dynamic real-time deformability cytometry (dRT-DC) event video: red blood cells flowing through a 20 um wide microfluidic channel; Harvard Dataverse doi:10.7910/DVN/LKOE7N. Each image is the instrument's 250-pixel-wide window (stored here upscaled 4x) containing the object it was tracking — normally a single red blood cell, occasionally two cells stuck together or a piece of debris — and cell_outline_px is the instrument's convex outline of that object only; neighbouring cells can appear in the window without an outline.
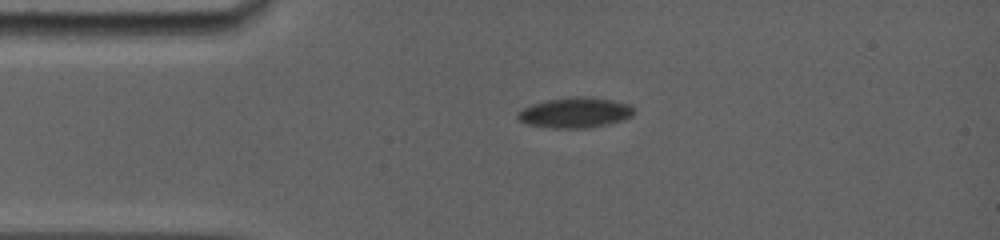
{"species": "common noctule bat (a hibernating species)", "species_latin": "Nyctalus noctula", "temperature_condition": "room temperature", "stored_images_in_passage": 35, "camera_frame_rate_fps": 5000, "um_per_image_px": 0.085, "animal": {"sex": "female", "body_mass_g": 19.0, "forearm_length_mm": 56.7}, "frame": {"image": 1, "passage_image": 1, "time_ms": 0.0, "image_size_px": [1000, 240], "cell_outline_px": [[636, 112], [632, 116], [624, 120], [608, 124], [588, 128], [548, 128], [528, 124], [520, 120], [516, 116], [516, 112], [532, 104], [548, 100], [572, 96], [584, 96], [612, 100], [628, 104]], "centroid_in_image_um": [48.89, 9.58], "position_along_channel_um": 36.1, "area_um2": 20.63}}
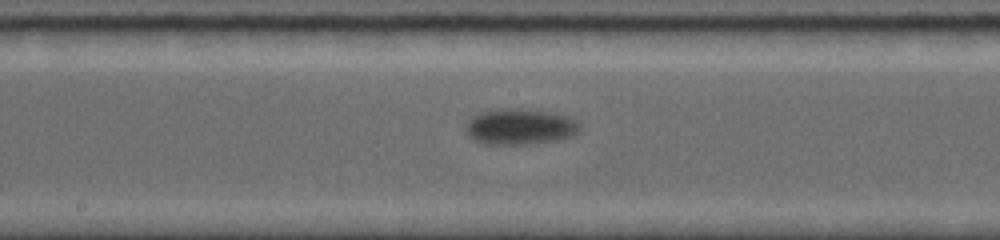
{"frame": {"image": 2, "passage_image": 16, "time_ms": 5.6, "image_size_px": [1000, 240], "cell_outline_px": [[580, 128], [572, 136], [560, 140], [532, 144], [484, 144], [472, 140], [468, 136], [468, 120], [472, 116], [480, 112], [500, 108], [520, 108], [556, 112], [568, 116], [576, 120], [580, 124]], "centroid_in_image_um": [44.23, 10.76], "position_along_channel_um": 204.0, "area_um2": 24.22}}
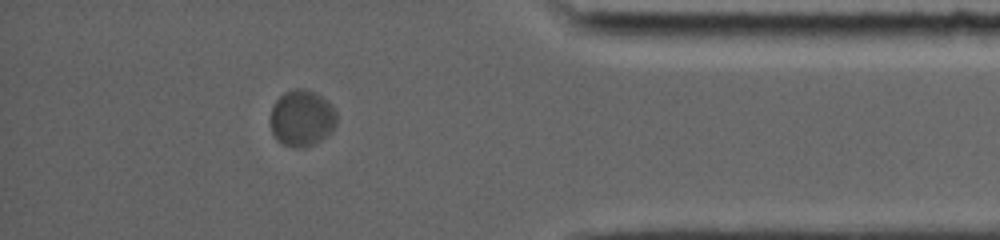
{"frame": {"image": 3, "passage_image": 30, "time_ms": 12.0, "image_size_px": [1000, 240], "cell_outline_px": [[336, 124], [320, 140], [312, 144], [300, 148], [292, 148], [276, 140], [268, 124], [272, 108], [276, 100], [284, 92], [292, 88], [304, 88], [316, 92], [328, 100], [336, 112]], "centroid_in_image_um": [25.61, 10.01], "position_along_channel_um": 409.6, "area_um2": 21.96}, "authors_computed_cell_mechanics": {"area_um2": 21.9062, "velocity_mm_per_s": 3.4768, "shape_relaxation_time_tau1_ms": 3.9011, "shape_relaxation_time_tau2_ms": null, "deformation_change_tau1": 0.1028, "deformation_change_tau2": null}}